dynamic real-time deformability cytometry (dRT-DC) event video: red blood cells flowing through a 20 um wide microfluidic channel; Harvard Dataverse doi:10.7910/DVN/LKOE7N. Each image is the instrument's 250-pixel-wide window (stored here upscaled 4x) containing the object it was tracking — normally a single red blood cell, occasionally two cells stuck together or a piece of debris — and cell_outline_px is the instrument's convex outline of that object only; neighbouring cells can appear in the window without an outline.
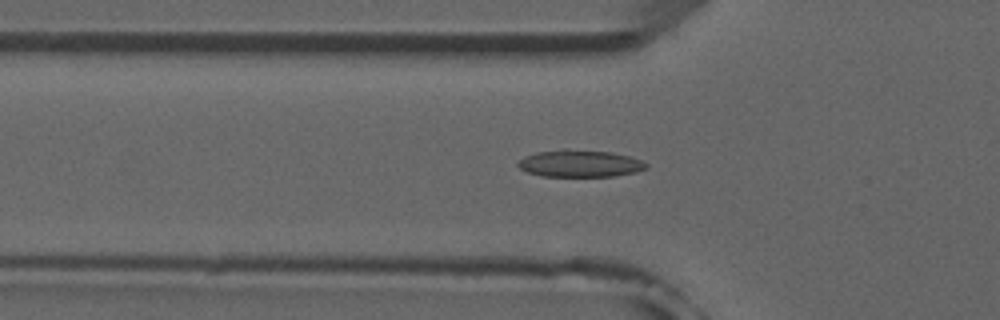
{"species": "common noctule bat (a hibernating species)", "species_latin": "Nyctalus noctula", "temperature_condition": "room temperature", "stored_images_in_passage": 48, "camera_frame_rate_fps": 3000, "um_per_image_px": 0.085, "animal": {"sex": "male", "forearm_length_mm": 52.5}, "frame": {"image": 1, "passage_image": 16, "time_ms": 5.0, "image_size_px": [1000, 320], "cell_outline_px": [[648, 168], [636, 172], [616, 176], [540, 176], [528, 172], [520, 168], [516, 164], [524, 156], [536, 152], [564, 148], [612, 152], [628, 156], [640, 160], [648, 164]], "centroid_in_image_um": [49.28, 13.89], "position_along_channel_um": 76.5, "area_um2": 20.4}}
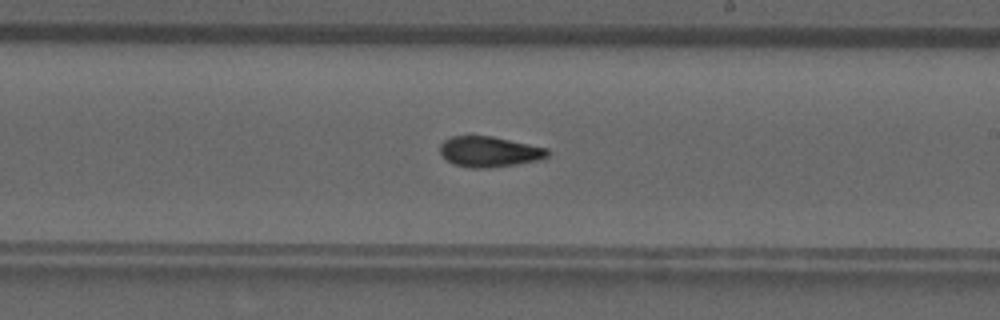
{"frame": {"image": 2, "passage_image": 29, "time_ms": 9.333, "image_size_px": [1000, 320], "cell_outline_px": [[548, 156], [540, 160], [516, 164], [488, 168], [468, 168], [452, 164], [444, 160], [440, 152], [440, 144], [444, 140], [452, 136], [492, 136], [548, 148]], "centroid_in_image_um": [41.55, 12.9], "position_along_channel_um": 247.4, "area_um2": 19.31}}
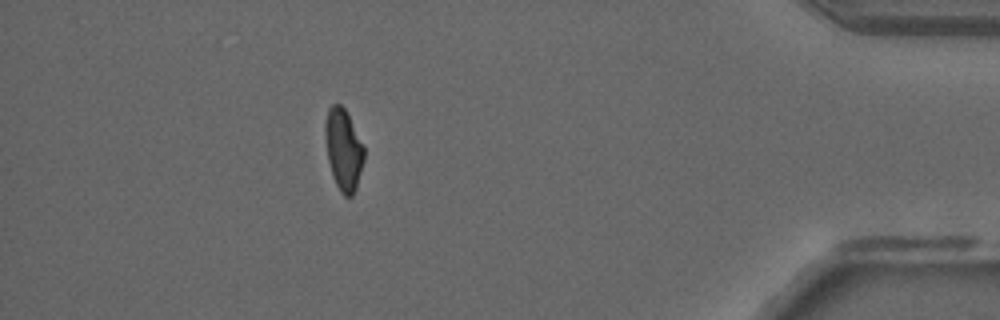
{"frame": {"image": 3, "passage_image": 45, "time_ms": 14.667, "image_size_px": [1000, 320], "cell_outline_px": [[364, 160], [356, 188], [352, 196], [344, 196], [340, 192], [332, 176], [328, 160], [324, 132], [324, 124], [328, 108], [332, 104], [340, 104], [344, 108], [364, 144]], "centroid_in_image_um": [29.19, 12.7], "position_along_channel_um": 406.0, "area_um2": 18.55}}